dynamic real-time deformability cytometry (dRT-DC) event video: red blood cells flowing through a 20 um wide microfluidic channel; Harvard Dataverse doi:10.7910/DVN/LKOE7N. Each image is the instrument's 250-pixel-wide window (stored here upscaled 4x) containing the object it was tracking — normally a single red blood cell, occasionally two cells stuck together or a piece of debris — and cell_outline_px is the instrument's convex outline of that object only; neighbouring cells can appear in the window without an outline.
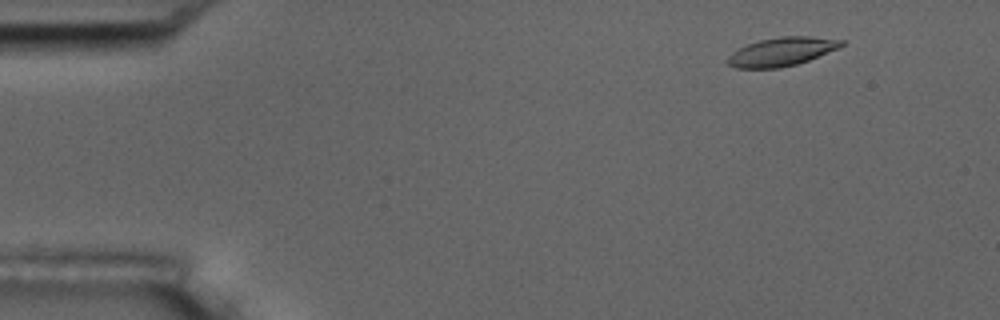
{"species": "common noctule bat (a hibernating species)", "species_latin": "Nyctalus noctula", "temperature_condition": "room temperature", "stored_images_in_passage": 4, "camera_frame_rate_fps": 3000, "um_per_image_px": 0.085, "animal": {"sex": "male", "body_mass_g": 17.5, "forearm_length_mm": 52.3}, "frame": {"image": 1, "passage_image": 1, "time_ms": 0.0, "image_size_px": [1000, 320], "cell_outline_px": [[844, 44], [840, 48], [808, 60], [796, 64], [780, 68], [736, 68], [728, 64], [728, 56], [732, 52], [748, 44], [760, 40], [780, 36], [808, 36], [844, 40]], "centroid_in_image_um": [66.46, 4.39], "position_along_channel_um": 18.5, "area_um2": 18.84}}